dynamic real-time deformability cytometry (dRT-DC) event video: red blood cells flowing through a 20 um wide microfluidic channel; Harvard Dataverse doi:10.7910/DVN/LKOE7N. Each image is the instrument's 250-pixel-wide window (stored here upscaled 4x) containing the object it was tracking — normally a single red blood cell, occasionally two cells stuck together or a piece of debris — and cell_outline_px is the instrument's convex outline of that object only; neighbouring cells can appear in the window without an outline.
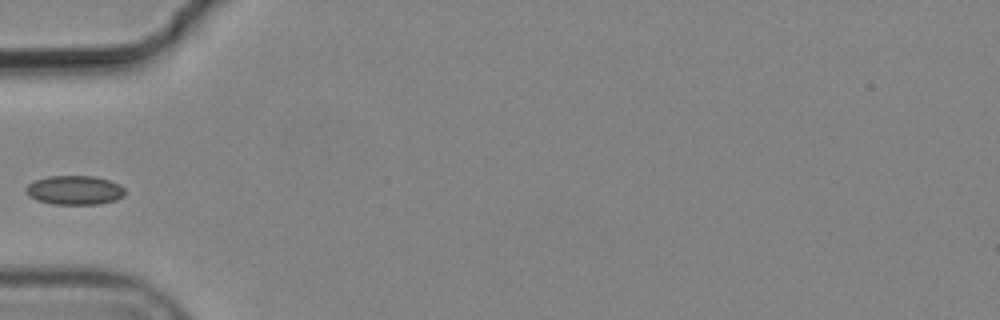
{"species": "common noctule bat (a hibernating species)", "species_latin": "Nyctalus noctula", "temperature_condition": "cold", "stored_images_in_passage": 3, "camera_frame_rate_fps": 3000, "um_per_image_px": 0.085, "animal": {"sex": "male", "body_mass_g": 19.2, "forearm_length_mm": 51.8}, "frame": {"image": 1, "passage_image": 3, "time_ms": 0.667, "image_size_px": [1000, 320], "cell_outline_px": [[124, 196], [116, 200], [100, 204], [52, 204], [36, 200], [28, 196], [24, 192], [24, 188], [28, 184], [36, 180], [48, 176], [92, 176], [112, 180], [120, 184], [124, 188]], "centroid_in_image_um": [6.33, 16.16], "position_along_channel_um": 78.7, "area_um2": 17.05}}